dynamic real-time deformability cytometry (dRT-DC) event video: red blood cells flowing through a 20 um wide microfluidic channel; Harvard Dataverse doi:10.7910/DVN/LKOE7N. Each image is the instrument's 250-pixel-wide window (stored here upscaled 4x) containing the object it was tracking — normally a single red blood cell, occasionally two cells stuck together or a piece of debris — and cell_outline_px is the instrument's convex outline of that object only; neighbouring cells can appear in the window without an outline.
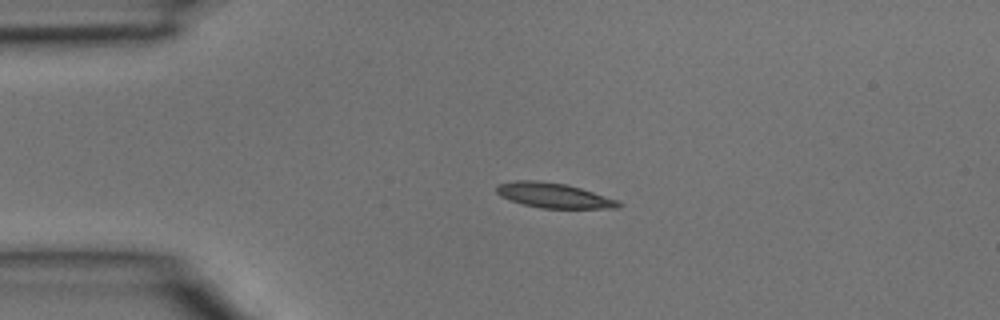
{"species": "common noctule bat (a hibernating species)", "species_latin": "Nyctalus noctula", "temperature_condition": "room temperature", "stored_images_in_passage": 4, "camera_frame_rate_fps": 3000, "um_per_image_px": 0.085, "animal": {"sex": "male", "body_mass_g": 15.6}, "frame": {"image": 1, "passage_image": 2, "time_ms": 0.333, "image_size_px": [1000, 320], "cell_outline_px": [[624, 204], [620, 208], [540, 208], [524, 204], [500, 196], [496, 192], [496, 188], [500, 184], [516, 180], [536, 180], [564, 184], [580, 188], [616, 200]], "centroid_in_image_um": [47.06, 16.61], "position_along_channel_um": 37.9, "area_um2": 17.4}}
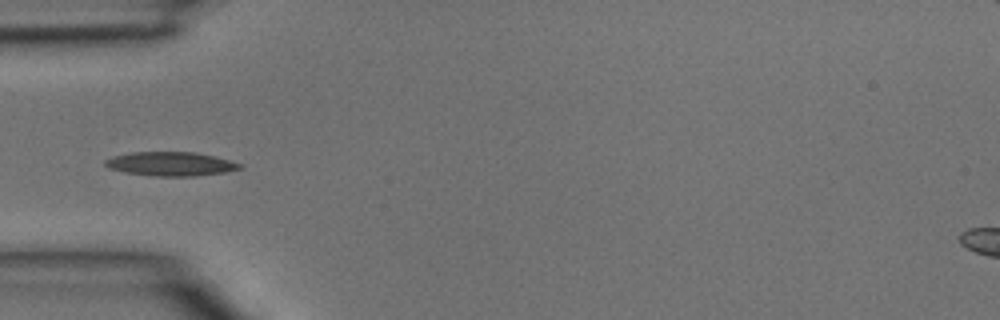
{"frame": {"image": 2, "passage_image": 3, "time_ms": 0.667, "image_size_px": [1000, 320], "cell_outline_px": [[244, 168], [224, 172], [196, 176], [156, 176], [124, 172], [108, 168], [104, 164], [104, 160], [112, 156], [132, 152], [196, 152], [216, 156], [244, 164]], "centroid_in_image_um": [14.54, 13.92], "position_along_channel_um": 70.5, "area_um2": 19.02}}